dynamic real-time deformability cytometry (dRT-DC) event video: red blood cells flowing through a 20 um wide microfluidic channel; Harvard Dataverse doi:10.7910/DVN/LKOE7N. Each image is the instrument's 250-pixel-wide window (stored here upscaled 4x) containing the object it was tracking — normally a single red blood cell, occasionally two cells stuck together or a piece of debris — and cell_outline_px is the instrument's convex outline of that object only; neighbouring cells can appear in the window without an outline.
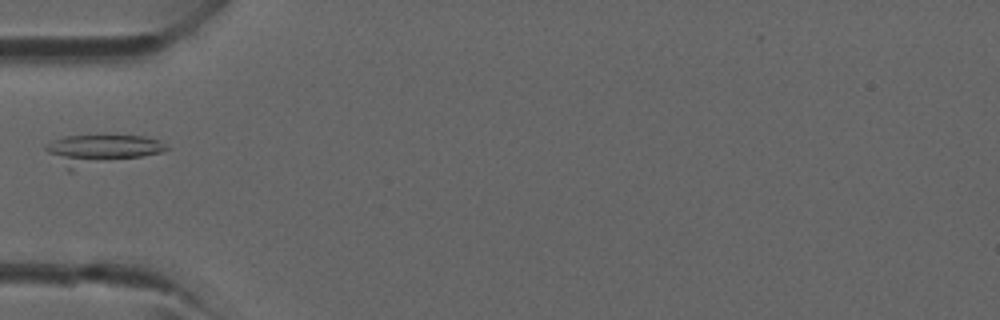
{"species": "common noctule bat (a hibernating species)", "species_latin": "Nyctalus noctula", "temperature_condition": "room temperature", "stored_images_in_passage": 2, "camera_frame_rate_fps": 3000, "um_per_image_px": 0.085, "animal": {"sex": "male", "forearm_length_mm": 52.5}, "frame": {"image": 1, "passage_image": 2, "time_ms": 1.0, "image_size_px": [1000, 320], "cell_outline_px": [[172, 148], [160, 152], [72, 172], [68, 172], [44, 148], [44, 144], [52, 140], [64, 136], [144, 136], [160, 140]], "centroid_in_image_um": [8.55, 12.75], "position_along_channel_um": 76.5, "area_um2": 21.5}}